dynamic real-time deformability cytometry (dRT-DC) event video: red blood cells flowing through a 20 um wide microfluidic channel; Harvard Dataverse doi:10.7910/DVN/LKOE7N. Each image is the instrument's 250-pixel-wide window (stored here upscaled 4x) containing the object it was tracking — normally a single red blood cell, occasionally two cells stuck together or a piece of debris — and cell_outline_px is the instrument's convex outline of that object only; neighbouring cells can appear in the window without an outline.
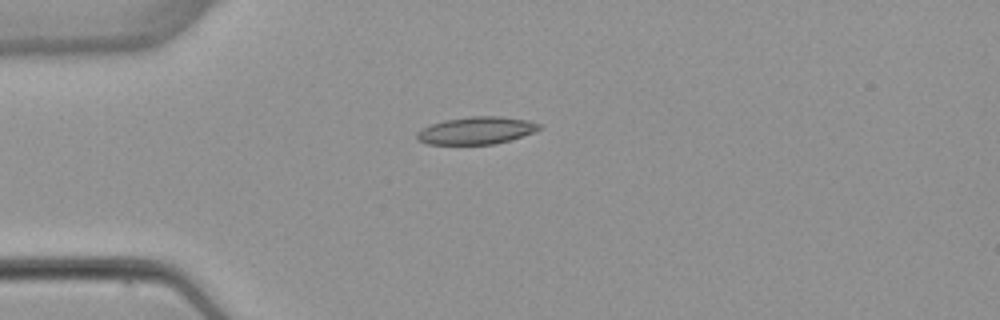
{"species": "common noctule bat (a hibernating species)", "species_latin": "Nyctalus noctula", "temperature_condition": "warm", "stored_images_in_passage": 4, "camera_frame_rate_fps": 3000, "um_per_image_px": 0.085, "animal": {"sex": "female", "body_mass_g": 22.7, "forearm_length_mm": 54.2}, "frame": {"image": 1, "passage_image": 4, "time_ms": 4.0, "image_size_px": [1000, 320], "cell_outline_px": [[540, 128], [532, 132], [496, 144], [428, 144], [416, 140], [416, 132], [420, 128], [444, 120], [468, 116], [500, 116], [528, 120], [540, 124]], "centroid_in_image_um": [40.42, 11.08], "position_along_channel_um": 44.6, "area_um2": 19.48}}